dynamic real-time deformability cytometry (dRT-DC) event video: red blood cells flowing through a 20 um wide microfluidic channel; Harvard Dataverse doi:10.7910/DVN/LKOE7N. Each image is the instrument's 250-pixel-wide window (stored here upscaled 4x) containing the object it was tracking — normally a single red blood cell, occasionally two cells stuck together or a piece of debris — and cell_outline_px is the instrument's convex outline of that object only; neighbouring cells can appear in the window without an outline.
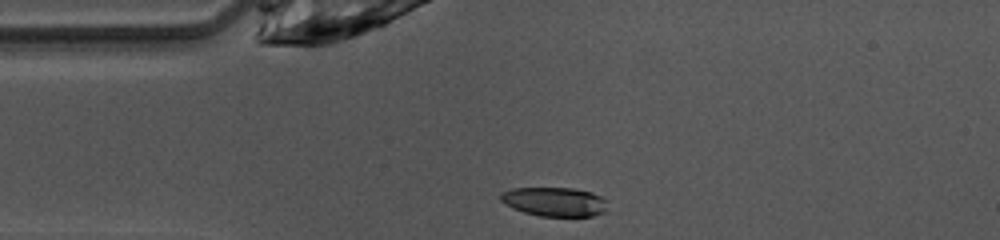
{"species": "common noctule bat (a hibernating species)", "species_latin": "Nyctalus noctula", "temperature_condition": "warm", "stored_images_in_passage": 39, "camera_frame_rate_fps": 3000, "um_per_image_px": 0.085, "animal": {"sex": "female", "body_mass_g": 10.0, "forearm_length_mm": 53.1}, "frame": {"image": 1, "passage_image": 1, "time_ms": 0.0, "image_size_px": [1000, 240], "cell_outline_px": [[604, 212], [592, 216], [540, 216], [524, 212], [512, 208], [504, 204], [500, 200], [500, 192], [512, 188], [572, 188], [592, 192], [600, 196], [604, 200]], "centroid_in_image_um": [47.06, 17.14], "position_along_channel_um": 37.9, "area_um2": 18.03}}
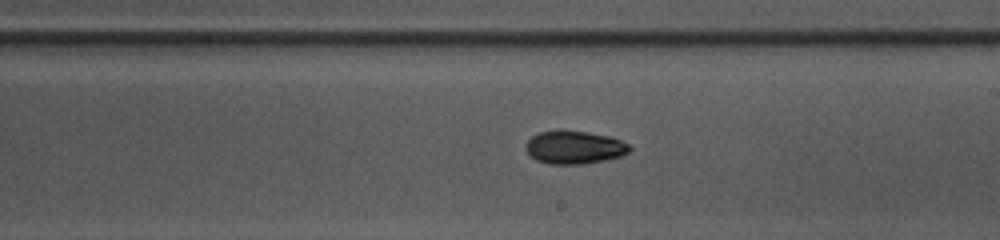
{"frame": {"image": 2, "passage_image": 17, "time_ms": 5.333, "image_size_px": [1000, 240], "cell_outline_px": [[632, 148], [628, 152], [620, 156], [604, 160], [580, 164], [548, 164], [536, 160], [524, 148], [524, 144], [532, 136], [540, 132], [560, 128], [588, 132], [608, 136], [620, 140], [628, 144]], "centroid_in_image_um": [48.77, 12.5], "position_along_channel_um": 240.2, "area_um2": 20.23}}
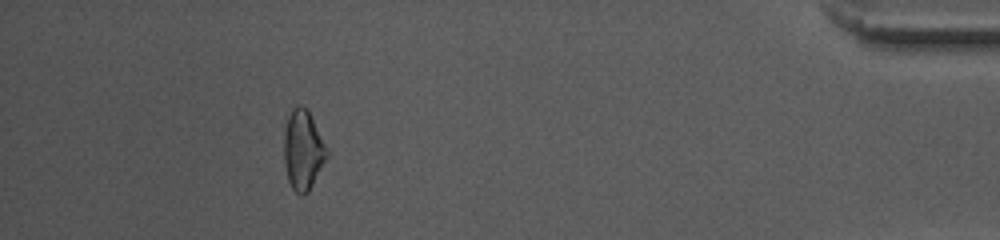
{"frame": {"image": 3, "passage_image": 34, "time_ms": 11.0, "image_size_px": [1000, 240], "cell_outline_px": [[328, 156], [308, 192], [300, 196], [292, 188], [288, 180], [284, 164], [284, 132], [288, 116], [292, 108], [296, 104], [300, 104], [308, 108], [328, 152]], "centroid_in_image_um": [25.74, 12.73], "position_along_channel_um": 409.5, "area_um2": 19.94}, "authors_computed_cell_mechanics": {"area_um2": 19.2474, "velocity_mm_per_s": 4.0957, "shape_relaxation_time_tau1_ms": 4.3277, "shape_relaxation_time_tau2_ms": null, "deformation_change_tau1": 0.1347, "deformation_change_tau2": null}}